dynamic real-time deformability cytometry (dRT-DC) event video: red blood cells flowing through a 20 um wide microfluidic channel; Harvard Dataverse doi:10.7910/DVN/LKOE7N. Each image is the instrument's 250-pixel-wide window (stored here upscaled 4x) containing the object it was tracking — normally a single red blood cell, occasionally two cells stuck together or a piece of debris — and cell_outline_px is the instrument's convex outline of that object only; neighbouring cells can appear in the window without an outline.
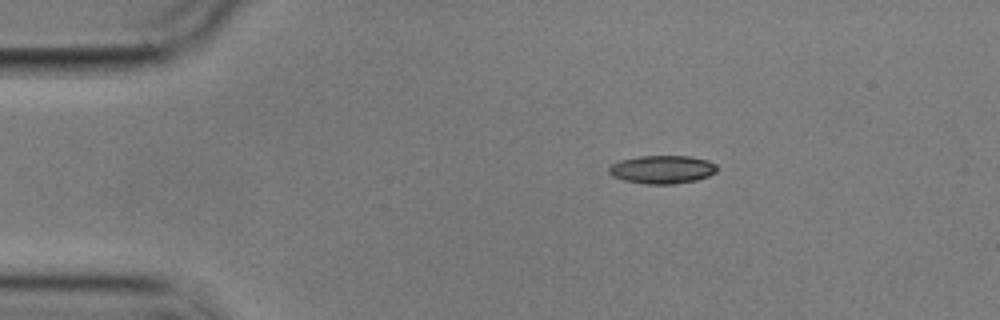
{"species": "common noctule bat (a hibernating species)", "species_latin": "Nyctalus noctula", "temperature_condition": "cold", "stored_images_in_passage": 4, "camera_frame_rate_fps": 3000, "um_per_image_px": 0.085, "animal": {"sex": "male", "body_mass_g": 17.9}, "frame": {"image": 1, "passage_image": 1, "time_ms": 0.0, "image_size_px": [1000, 320], "cell_outline_px": [[716, 172], [708, 176], [696, 180], [672, 184], [644, 184], [624, 180], [612, 176], [608, 172], [608, 168], [612, 164], [620, 160], [640, 156], [692, 156], [708, 160], [716, 164]], "centroid_in_image_um": [56.28, 14.4], "position_along_channel_um": 28.7, "area_um2": 17.8}}
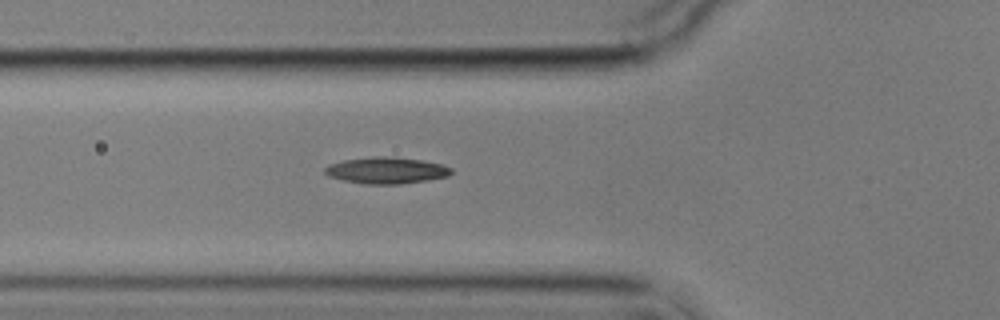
{"frame": {"image": 2, "passage_image": 4, "time_ms": 3.333, "image_size_px": [1000, 320], "cell_outline_px": [[452, 172], [448, 176], [428, 180], [400, 184], [364, 184], [344, 180], [328, 176], [324, 172], [324, 168], [328, 164], [344, 160], [372, 156], [392, 156], [420, 160], [440, 164], [452, 168]], "centroid_in_image_um": [32.82, 14.48], "position_along_channel_um": 93.0, "area_um2": 19.54}}